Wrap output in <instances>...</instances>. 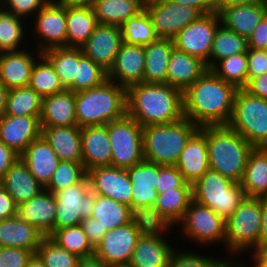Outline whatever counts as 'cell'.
I'll return each instance as SVG.
<instances>
[{
	"label": "cell",
	"mask_w": 267,
	"mask_h": 267,
	"mask_svg": "<svg viewBox=\"0 0 267 267\" xmlns=\"http://www.w3.org/2000/svg\"><path fill=\"white\" fill-rule=\"evenodd\" d=\"M237 88L206 72L183 92L184 117L198 127L228 125Z\"/></svg>",
	"instance_id": "1"
},
{
	"label": "cell",
	"mask_w": 267,
	"mask_h": 267,
	"mask_svg": "<svg viewBox=\"0 0 267 267\" xmlns=\"http://www.w3.org/2000/svg\"><path fill=\"white\" fill-rule=\"evenodd\" d=\"M127 115L142 127L184 118L183 92L166 83H138L126 89Z\"/></svg>",
	"instance_id": "2"
},
{
	"label": "cell",
	"mask_w": 267,
	"mask_h": 267,
	"mask_svg": "<svg viewBox=\"0 0 267 267\" xmlns=\"http://www.w3.org/2000/svg\"><path fill=\"white\" fill-rule=\"evenodd\" d=\"M206 134L209 168L241 183L253 146L228 125L202 126Z\"/></svg>",
	"instance_id": "3"
},
{
	"label": "cell",
	"mask_w": 267,
	"mask_h": 267,
	"mask_svg": "<svg viewBox=\"0 0 267 267\" xmlns=\"http://www.w3.org/2000/svg\"><path fill=\"white\" fill-rule=\"evenodd\" d=\"M78 127L107 125L127 114L126 88L114 81L75 93Z\"/></svg>",
	"instance_id": "4"
},
{
	"label": "cell",
	"mask_w": 267,
	"mask_h": 267,
	"mask_svg": "<svg viewBox=\"0 0 267 267\" xmlns=\"http://www.w3.org/2000/svg\"><path fill=\"white\" fill-rule=\"evenodd\" d=\"M199 129L186 117L170 124L143 127L144 160L160 165H175L189 139Z\"/></svg>",
	"instance_id": "5"
},
{
	"label": "cell",
	"mask_w": 267,
	"mask_h": 267,
	"mask_svg": "<svg viewBox=\"0 0 267 267\" xmlns=\"http://www.w3.org/2000/svg\"><path fill=\"white\" fill-rule=\"evenodd\" d=\"M228 126L254 148H267V100L237 89Z\"/></svg>",
	"instance_id": "6"
},
{
	"label": "cell",
	"mask_w": 267,
	"mask_h": 267,
	"mask_svg": "<svg viewBox=\"0 0 267 267\" xmlns=\"http://www.w3.org/2000/svg\"><path fill=\"white\" fill-rule=\"evenodd\" d=\"M245 197L241 183L233 182L212 169L193 184V200L211 208L225 221Z\"/></svg>",
	"instance_id": "7"
},
{
	"label": "cell",
	"mask_w": 267,
	"mask_h": 267,
	"mask_svg": "<svg viewBox=\"0 0 267 267\" xmlns=\"http://www.w3.org/2000/svg\"><path fill=\"white\" fill-rule=\"evenodd\" d=\"M261 216V197H245L226 220L227 251L230 250L231 254L234 252V255L250 249H254V253L258 251Z\"/></svg>",
	"instance_id": "8"
},
{
	"label": "cell",
	"mask_w": 267,
	"mask_h": 267,
	"mask_svg": "<svg viewBox=\"0 0 267 267\" xmlns=\"http://www.w3.org/2000/svg\"><path fill=\"white\" fill-rule=\"evenodd\" d=\"M112 148L111 166L127 169L144 160L143 127L127 114L106 125Z\"/></svg>",
	"instance_id": "9"
},
{
	"label": "cell",
	"mask_w": 267,
	"mask_h": 267,
	"mask_svg": "<svg viewBox=\"0 0 267 267\" xmlns=\"http://www.w3.org/2000/svg\"><path fill=\"white\" fill-rule=\"evenodd\" d=\"M54 196L57 207L54 232L78 226L84 218L91 217L95 194L90 189L87 175L79 183L54 193Z\"/></svg>",
	"instance_id": "10"
},
{
	"label": "cell",
	"mask_w": 267,
	"mask_h": 267,
	"mask_svg": "<svg viewBox=\"0 0 267 267\" xmlns=\"http://www.w3.org/2000/svg\"><path fill=\"white\" fill-rule=\"evenodd\" d=\"M144 9L152 21L156 36L162 39H173L203 15L195 7L166 0L145 1Z\"/></svg>",
	"instance_id": "11"
},
{
	"label": "cell",
	"mask_w": 267,
	"mask_h": 267,
	"mask_svg": "<svg viewBox=\"0 0 267 267\" xmlns=\"http://www.w3.org/2000/svg\"><path fill=\"white\" fill-rule=\"evenodd\" d=\"M221 19L218 12L203 14L182 29L172 40L174 47L199 58L208 69L214 36Z\"/></svg>",
	"instance_id": "12"
},
{
	"label": "cell",
	"mask_w": 267,
	"mask_h": 267,
	"mask_svg": "<svg viewBox=\"0 0 267 267\" xmlns=\"http://www.w3.org/2000/svg\"><path fill=\"white\" fill-rule=\"evenodd\" d=\"M182 232L188 239L196 243L215 244L224 242L226 237V221L211 208L192 200L182 220L179 222Z\"/></svg>",
	"instance_id": "13"
},
{
	"label": "cell",
	"mask_w": 267,
	"mask_h": 267,
	"mask_svg": "<svg viewBox=\"0 0 267 267\" xmlns=\"http://www.w3.org/2000/svg\"><path fill=\"white\" fill-rule=\"evenodd\" d=\"M139 237V231L132 222L108 230L95 247L94 255L112 267L128 265Z\"/></svg>",
	"instance_id": "14"
},
{
	"label": "cell",
	"mask_w": 267,
	"mask_h": 267,
	"mask_svg": "<svg viewBox=\"0 0 267 267\" xmlns=\"http://www.w3.org/2000/svg\"><path fill=\"white\" fill-rule=\"evenodd\" d=\"M34 32L37 33L38 51L41 53L55 47H66V7L54 0L40 9L35 16ZM40 37V38H39ZM42 40V41H41Z\"/></svg>",
	"instance_id": "15"
},
{
	"label": "cell",
	"mask_w": 267,
	"mask_h": 267,
	"mask_svg": "<svg viewBox=\"0 0 267 267\" xmlns=\"http://www.w3.org/2000/svg\"><path fill=\"white\" fill-rule=\"evenodd\" d=\"M87 176L94 194L110 197L131 207L132 183L126 169L112 166L96 167L88 170Z\"/></svg>",
	"instance_id": "16"
},
{
	"label": "cell",
	"mask_w": 267,
	"mask_h": 267,
	"mask_svg": "<svg viewBox=\"0 0 267 267\" xmlns=\"http://www.w3.org/2000/svg\"><path fill=\"white\" fill-rule=\"evenodd\" d=\"M144 67V46L122 42L114 63L107 72V79L127 89L143 82Z\"/></svg>",
	"instance_id": "17"
},
{
	"label": "cell",
	"mask_w": 267,
	"mask_h": 267,
	"mask_svg": "<svg viewBox=\"0 0 267 267\" xmlns=\"http://www.w3.org/2000/svg\"><path fill=\"white\" fill-rule=\"evenodd\" d=\"M122 42L120 27L98 24L81 49L85 56L108 72Z\"/></svg>",
	"instance_id": "18"
},
{
	"label": "cell",
	"mask_w": 267,
	"mask_h": 267,
	"mask_svg": "<svg viewBox=\"0 0 267 267\" xmlns=\"http://www.w3.org/2000/svg\"><path fill=\"white\" fill-rule=\"evenodd\" d=\"M41 135L40 119L30 116L0 117V141L19 156Z\"/></svg>",
	"instance_id": "19"
},
{
	"label": "cell",
	"mask_w": 267,
	"mask_h": 267,
	"mask_svg": "<svg viewBox=\"0 0 267 267\" xmlns=\"http://www.w3.org/2000/svg\"><path fill=\"white\" fill-rule=\"evenodd\" d=\"M56 214V198L47 190H43L39 195L20 204L17 208V215L33 225L45 237H50L54 233Z\"/></svg>",
	"instance_id": "20"
},
{
	"label": "cell",
	"mask_w": 267,
	"mask_h": 267,
	"mask_svg": "<svg viewBox=\"0 0 267 267\" xmlns=\"http://www.w3.org/2000/svg\"><path fill=\"white\" fill-rule=\"evenodd\" d=\"M82 163L90 169L111 166L112 148L106 125L81 128Z\"/></svg>",
	"instance_id": "21"
},
{
	"label": "cell",
	"mask_w": 267,
	"mask_h": 267,
	"mask_svg": "<svg viewBox=\"0 0 267 267\" xmlns=\"http://www.w3.org/2000/svg\"><path fill=\"white\" fill-rule=\"evenodd\" d=\"M175 166L191 185L195 184L209 168L206 134L199 129L180 153Z\"/></svg>",
	"instance_id": "22"
},
{
	"label": "cell",
	"mask_w": 267,
	"mask_h": 267,
	"mask_svg": "<svg viewBox=\"0 0 267 267\" xmlns=\"http://www.w3.org/2000/svg\"><path fill=\"white\" fill-rule=\"evenodd\" d=\"M126 170L132 183L131 207L154 206L158 197L155 187L159 177V164L143 160Z\"/></svg>",
	"instance_id": "23"
},
{
	"label": "cell",
	"mask_w": 267,
	"mask_h": 267,
	"mask_svg": "<svg viewBox=\"0 0 267 267\" xmlns=\"http://www.w3.org/2000/svg\"><path fill=\"white\" fill-rule=\"evenodd\" d=\"M0 184L17 206L45 190V186L30 173L26 163L20 157L7 170L5 176L0 180Z\"/></svg>",
	"instance_id": "24"
},
{
	"label": "cell",
	"mask_w": 267,
	"mask_h": 267,
	"mask_svg": "<svg viewBox=\"0 0 267 267\" xmlns=\"http://www.w3.org/2000/svg\"><path fill=\"white\" fill-rule=\"evenodd\" d=\"M221 24L248 39L254 29L267 15V3L246 6L216 7Z\"/></svg>",
	"instance_id": "25"
},
{
	"label": "cell",
	"mask_w": 267,
	"mask_h": 267,
	"mask_svg": "<svg viewBox=\"0 0 267 267\" xmlns=\"http://www.w3.org/2000/svg\"><path fill=\"white\" fill-rule=\"evenodd\" d=\"M20 158L26 163L30 173L43 186L49 183L61 161L42 135L28 145Z\"/></svg>",
	"instance_id": "26"
},
{
	"label": "cell",
	"mask_w": 267,
	"mask_h": 267,
	"mask_svg": "<svg viewBox=\"0 0 267 267\" xmlns=\"http://www.w3.org/2000/svg\"><path fill=\"white\" fill-rule=\"evenodd\" d=\"M207 68L199 58L173 48L167 67L166 84L184 92L198 80Z\"/></svg>",
	"instance_id": "27"
},
{
	"label": "cell",
	"mask_w": 267,
	"mask_h": 267,
	"mask_svg": "<svg viewBox=\"0 0 267 267\" xmlns=\"http://www.w3.org/2000/svg\"><path fill=\"white\" fill-rule=\"evenodd\" d=\"M24 48L0 53V81L10 90L28 86L37 59Z\"/></svg>",
	"instance_id": "28"
},
{
	"label": "cell",
	"mask_w": 267,
	"mask_h": 267,
	"mask_svg": "<svg viewBox=\"0 0 267 267\" xmlns=\"http://www.w3.org/2000/svg\"><path fill=\"white\" fill-rule=\"evenodd\" d=\"M41 127L75 126V92H62L42 98Z\"/></svg>",
	"instance_id": "29"
},
{
	"label": "cell",
	"mask_w": 267,
	"mask_h": 267,
	"mask_svg": "<svg viewBox=\"0 0 267 267\" xmlns=\"http://www.w3.org/2000/svg\"><path fill=\"white\" fill-rule=\"evenodd\" d=\"M41 135L60 160L82 163L81 127H41Z\"/></svg>",
	"instance_id": "30"
},
{
	"label": "cell",
	"mask_w": 267,
	"mask_h": 267,
	"mask_svg": "<svg viewBox=\"0 0 267 267\" xmlns=\"http://www.w3.org/2000/svg\"><path fill=\"white\" fill-rule=\"evenodd\" d=\"M45 236L18 215L0 220V247L23 248L35 253Z\"/></svg>",
	"instance_id": "31"
},
{
	"label": "cell",
	"mask_w": 267,
	"mask_h": 267,
	"mask_svg": "<svg viewBox=\"0 0 267 267\" xmlns=\"http://www.w3.org/2000/svg\"><path fill=\"white\" fill-rule=\"evenodd\" d=\"M163 236H140L132 252L130 267H169L174 249Z\"/></svg>",
	"instance_id": "32"
},
{
	"label": "cell",
	"mask_w": 267,
	"mask_h": 267,
	"mask_svg": "<svg viewBox=\"0 0 267 267\" xmlns=\"http://www.w3.org/2000/svg\"><path fill=\"white\" fill-rule=\"evenodd\" d=\"M241 186L246 197H267V148L249 153Z\"/></svg>",
	"instance_id": "33"
},
{
	"label": "cell",
	"mask_w": 267,
	"mask_h": 267,
	"mask_svg": "<svg viewBox=\"0 0 267 267\" xmlns=\"http://www.w3.org/2000/svg\"><path fill=\"white\" fill-rule=\"evenodd\" d=\"M174 48L172 39L158 38L144 46L145 67L143 82L166 83L167 67L170 54Z\"/></svg>",
	"instance_id": "34"
},
{
	"label": "cell",
	"mask_w": 267,
	"mask_h": 267,
	"mask_svg": "<svg viewBox=\"0 0 267 267\" xmlns=\"http://www.w3.org/2000/svg\"><path fill=\"white\" fill-rule=\"evenodd\" d=\"M98 24L93 8L66 7V47L81 48Z\"/></svg>",
	"instance_id": "35"
},
{
	"label": "cell",
	"mask_w": 267,
	"mask_h": 267,
	"mask_svg": "<svg viewBox=\"0 0 267 267\" xmlns=\"http://www.w3.org/2000/svg\"><path fill=\"white\" fill-rule=\"evenodd\" d=\"M144 0H96L93 10L99 24L120 27L144 10Z\"/></svg>",
	"instance_id": "36"
},
{
	"label": "cell",
	"mask_w": 267,
	"mask_h": 267,
	"mask_svg": "<svg viewBox=\"0 0 267 267\" xmlns=\"http://www.w3.org/2000/svg\"><path fill=\"white\" fill-rule=\"evenodd\" d=\"M42 55L53 66L63 87L74 92V79H77V64H79V48L55 47L43 51Z\"/></svg>",
	"instance_id": "37"
},
{
	"label": "cell",
	"mask_w": 267,
	"mask_h": 267,
	"mask_svg": "<svg viewBox=\"0 0 267 267\" xmlns=\"http://www.w3.org/2000/svg\"><path fill=\"white\" fill-rule=\"evenodd\" d=\"M91 218L97 219L107 232L131 222L130 207L110 197L95 194Z\"/></svg>",
	"instance_id": "38"
},
{
	"label": "cell",
	"mask_w": 267,
	"mask_h": 267,
	"mask_svg": "<svg viewBox=\"0 0 267 267\" xmlns=\"http://www.w3.org/2000/svg\"><path fill=\"white\" fill-rule=\"evenodd\" d=\"M193 200V188H176L158 194L155 207L173 226L179 223Z\"/></svg>",
	"instance_id": "39"
},
{
	"label": "cell",
	"mask_w": 267,
	"mask_h": 267,
	"mask_svg": "<svg viewBox=\"0 0 267 267\" xmlns=\"http://www.w3.org/2000/svg\"><path fill=\"white\" fill-rule=\"evenodd\" d=\"M248 49L247 39L220 24L216 30L213 47L208 59L210 70L218 61L238 53H245Z\"/></svg>",
	"instance_id": "40"
},
{
	"label": "cell",
	"mask_w": 267,
	"mask_h": 267,
	"mask_svg": "<svg viewBox=\"0 0 267 267\" xmlns=\"http://www.w3.org/2000/svg\"><path fill=\"white\" fill-rule=\"evenodd\" d=\"M42 112V98L29 86L8 90L6 115L30 116L40 119Z\"/></svg>",
	"instance_id": "41"
},
{
	"label": "cell",
	"mask_w": 267,
	"mask_h": 267,
	"mask_svg": "<svg viewBox=\"0 0 267 267\" xmlns=\"http://www.w3.org/2000/svg\"><path fill=\"white\" fill-rule=\"evenodd\" d=\"M39 61L36 60L32 71L29 87L36 91L41 97H47L65 90L60 82L59 76L51 63L38 51Z\"/></svg>",
	"instance_id": "42"
},
{
	"label": "cell",
	"mask_w": 267,
	"mask_h": 267,
	"mask_svg": "<svg viewBox=\"0 0 267 267\" xmlns=\"http://www.w3.org/2000/svg\"><path fill=\"white\" fill-rule=\"evenodd\" d=\"M130 214L140 236H163L172 227L155 206L130 207Z\"/></svg>",
	"instance_id": "43"
},
{
	"label": "cell",
	"mask_w": 267,
	"mask_h": 267,
	"mask_svg": "<svg viewBox=\"0 0 267 267\" xmlns=\"http://www.w3.org/2000/svg\"><path fill=\"white\" fill-rule=\"evenodd\" d=\"M120 29L122 41L127 44L145 46L158 39L152 21L145 9L138 15L126 20L120 26Z\"/></svg>",
	"instance_id": "44"
},
{
	"label": "cell",
	"mask_w": 267,
	"mask_h": 267,
	"mask_svg": "<svg viewBox=\"0 0 267 267\" xmlns=\"http://www.w3.org/2000/svg\"><path fill=\"white\" fill-rule=\"evenodd\" d=\"M210 70L237 89L245 88L248 84L247 52L222 59Z\"/></svg>",
	"instance_id": "45"
},
{
	"label": "cell",
	"mask_w": 267,
	"mask_h": 267,
	"mask_svg": "<svg viewBox=\"0 0 267 267\" xmlns=\"http://www.w3.org/2000/svg\"><path fill=\"white\" fill-rule=\"evenodd\" d=\"M50 238L60 247L79 258L94 255V248L80 225L56 230Z\"/></svg>",
	"instance_id": "46"
},
{
	"label": "cell",
	"mask_w": 267,
	"mask_h": 267,
	"mask_svg": "<svg viewBox=\"0 0 267 267\" xmlns=\"http://www.w3.org/2000/svg\"><path fill=\"white\" fill-rule=\"evenodd\" d=\"M16 17L13 13L0 10V53L19 51L23 42L24 21Z\"/></svg>",
	"instance_id": "47"
},
{
	"label": "cell",
	"mask_w": 267,
	"mask_h": 267,
	"mask_svg": "<svg viewBox=\"0 0 267 267\" xmlns=\"http://www.w3.org/2000/svg\"><path fill=\"white\" fill-rule=\"evenodd\" d=\"M107 80V72L91 58L84 55L79 48V64H77V79H74V92L88 90L101 85Z\"/></svg>",
	"instance_id": "48"
},
{
	"label": "cell",
	"mask_w": 267,
	"mask_h": 267,
	"mask_svg": "<svg viewBox=\"0 0 267 267\" xmlns=\"http://www.w3.org/2000/svg\"><path fill=\"white\" fill-rule=\"evenodd\" d=\"M86 175L83 163L61 160L53 172L51 180L45 186V190L54 194L79 183Z\"/></svg>",
	"instance_id": "49"
},
{
	"label": "cell",
	"mask_w": 267,
	"mask_h": 267,
	"mask_svg": "<svg viewBox=\"0 0 267 267\" xmlns=\"http://www.w3.org/2000/svg\"><path fill=\"white\" fill-rule=\"evenodd\" d=\"M42 260L45 267H77L79 257L60 247L49 236L41 240L35 252Z\"/></svg>",
	"instance_id": "50"
},
{
	"label": "cell",
	"mask_w": 267,
	"mask_h": 267,
	"mask_svg": "<svg viewBox=\"0 0 267 267\" xmlns=\"http://www.w3.org/2000/svg\"><path fill=\"white\" fill-rule=\"evenodd\" d=\"M227 259V260H226ZM244 263H235V261L225 259H215L212 256H201L198 253L189 251H176L171 254L169 267H247Z\"/></svg>",
	"instance_id": "51"
},
{
	"label": "cell",
	"mask_w": 267,
	"mask_h": 267,
	"mask_svg": "<svg viewBox=\"0 0 267 267\" xmlns=\"http://www.w3.org/2000/svg\"><path fill=\"white\" fill-rule=\"evenodd\" d=\"M176 188H193L187 183L175 165H160L159 177L155 189L158 194Z\"/></svg>",
	"instance_id": "52"
},
{
	"label": "cell",
	"mask_w": 267,
	"mask_h": 267,
	"mask_svg": "<svg viewBox=\"0 0 267 267\" xmlns=\"http://www.w3.org/2000/svg\"><path fill=\"white\" fill-rule=\"evenodd\" d=\"M49 0H2V9L22 18L35 15ZM6 8V9H5Z\"/></svg>",
	"instance_id": "53"
},
{
	"label": "cell",
	"mask_w": 267,
	"mask_h": 267,
	"mask_svg": "<svg viewBox=\"0 0 267 267\" xmlns=\"http://www.w3.org/2000/svg\"><path fill=\"white\" fill-rule=\"evenodd\" d=\"M33 252L17 247H0V267H25Z\"/></svg>",
	"instance_id": "54"
},
{
	"label": "cell",
	"mask_w": 267,
	"mask_h": 267,
	"mask_svg": "<svg viewBox=\"0 0 267 267\" xmlns=\"http://www.w3.org/2000/svg\"><path fill=\"white\" fill-rule=\"evenodd\" d=\"M248 82L267 73V50L247 49Z\"/></svg>",
	"instance_id": "55"
},
{
	"label": "cell",
	"mask_w": 267,
	"mask_h": 267,
	"mask_svg": "<svg viewBox=\"0 0 267 267\" xmlns=\"http://www.w3.org/2000/svg\"><path fill=\"white\" fill-rule=\"evenodd\" d=\"M80 226L83 229V232L87 235L89 243L95 249V247L101 242L106 231L103 227L98 223L97 219L94 218H84Z\"/></svg>",
	"instance_id": "56"
},
{
	"label": "cell",
	"mask_w": 267,
	"mask_h": 267,
	"mask_svg": "<svg viewBox=\"0 0 267 267\" xmlns=\"http://www.w3.org/2000/svg\"><path fill=\"white\" fill-rule=\"evenodd\" d=\"M247 42L248 48L267 50V15L254 29Z\"/></svg>",
	"instance_id": "57"
},
{
	"label": "cell",
	"mask_w": 267,
	"mask_h": 267,
	"mask_svg": "<svg viewBox=\"0 0 267 267\" xmlns=\"http://www.w3.org/2000/svg\"><path fill=\"white\" fill-rule=\"evenodd\" d=\"M18 206L9 193L0 184V220L9 219L17 215Z\"/></svg>",
	"instance_id": "58"
},
{
	"label": "cell",
	"mask_w": 267,
	"mask_h": 267,
	"mask_svg": "<svg viewBox=\"0 0 267 267\" xmlns=\"http://www.w3.org/2000/svg\"><path fill=\"white\" fill-rule=\"evenodd\" d=\"M18 157L17 153L0 141V180Z\"/></svg>",
	"instance_id": "59"
},
{
	"label": "cell",
	"mask_w": 267,
	"mask_h": 267,
	"mask_svg": "<svg viewBox=\"0 0 267 267\" xmlns=\"http://www.w3.org/2000/svg\"><path fill=\"white\" fill-rule=\"evenodd\" d=\"M245 89L251 94L267 100V73L252 78Z\"/></svg>",
	"instance_id": "60"
},
{
	"label": "cell",
	"mask_w": 267,
	"mask_h": 267,
	"mask_svg": "<svg viewBox=\"0 0 267 267\" xmlns=\"http://www.w3.org/2000/svg\"><path fill=\"white\" fill-rule=\"evenodd\" d=\"M166 1L195 7L202 14H210L216 12L215 0H166Z\"/></svg>",
	"instance_id": "61"
},
{
	"label": "cell",
	"mask_w": 267,
	"mask_h": 267,
	"mask_svg": "<svg viewBox=\"0 0 267 267\" xmlns=\"http://www.w3.org/2000/svg\"><path fill=\"white\" fill-rule=\"evenodd\" d=\"M262 221L258 240V250L267 247V197H261Z\"/></svg>",
	"instance_id": "62"
},
{
	"label": "cell",
	"mask_w": 267,
	"mask_h": 267,
	"mask_svg": "<svg viewBox=\"0 0 267 267\" xmlns=\"http://www.w3.org/2000/svg\"><path fill=\"white\" fill-rule=\"evenodd\" d=\"M267 3V0H215V7L246 6Z\"/></svg>",
	"instance_id": "63"
},
{
	"label": "cell",
	"mask_w": 267,
	"mask_h": 267,
	"mask_svg": "<svg viewBox=\"0 0 267 267\" xmlns=\"http://www.w3.org/2000/svg\"><path fill=\"white\" fill-rule=\"evenodd\" d=\"M77 267H112L99 259L97 256L92 255L89 257L80 258Z\"/></svg>",
	"instance_id": "64"
},
{
	"label": "cell",
	"mask_w": 267,
	"mask_h": 267,
	"mask_svg": "<svg viewBox=\"0 0 267 267\" xmlns=\"http://www.w3.org/2000/svg\"><path fill=\"white\" fill-rule=\"evenodd\" d=\"M55 2L65 7L93 8L96 0H55Z\"/></svg>",
	"instance_id": "65"
},
{
	"label": "cell",
	"mask_w": 267,
	"mask_h": 267,
	"mask_svg": "<svg viewBox=\"0 0 267 267\" xmlns=\"http://www.w3.org/2000/svg\"><path fill=\"white\" fill-rule=\"evenodd\" d=\"M8 88L0 81V117L5 114Z\"/></svg>",
	"instance_id": "66"
},
{
	"label": "cell",
	"mask_w": 267,
	"mask_h": 267,
	"mask_svg": "<svg viewBox=\"0 0 267 267\" xmlns=\"http://www.w3.org/2000/svg\"><path fill=\"white\" fill-rule=\"evenodd\" d=\"M25 267H45V265L43 264L40 257L36 253H33L27 261Z\"/></svg>",
	"instance_id": "67"
},
{
	"label": "cell",
	"mask_w": 267,
	"mask_h": 267,
	"mask_svg": "<svg viewBox=\"0 0 267 267\" xmlns=\"http://www.w3.org/2000/svg\"><path fill=\"white\" fill-rule=\"evenodd\" d=\"M253 255V267H267V263L257 253H254Z\"/></svg>",
	"instance_id": "68"
},
{
	"label": "cell",
	"mask_w": 267,
	"mask_h": 267,
	"mask_svg": "<svg viewBox=\"0 0 267 267\" xmlns=\"http://www.w3.org/2000/svg\"><path fill=\"white\" fill-rule=\"evenodd\" d=\"M267 263V247H262L256 252Z\"/></svg>",
	"instance_id": "69"
},
{
	"label": "cell",
	"mask_w": 267,
	"mask_h": 267,
	"mask_svg": "<svg viewBox=\"0 0 267 267\" xmlns=\"http://www.w3.org/2000/svg\"><path fill=\"white\" fill-rule=\"evenodd\" d=\"M113 267H130L128 265H123V266H113Z\"/></svg>",
	"instance_id": "70"
}]
</instances>
